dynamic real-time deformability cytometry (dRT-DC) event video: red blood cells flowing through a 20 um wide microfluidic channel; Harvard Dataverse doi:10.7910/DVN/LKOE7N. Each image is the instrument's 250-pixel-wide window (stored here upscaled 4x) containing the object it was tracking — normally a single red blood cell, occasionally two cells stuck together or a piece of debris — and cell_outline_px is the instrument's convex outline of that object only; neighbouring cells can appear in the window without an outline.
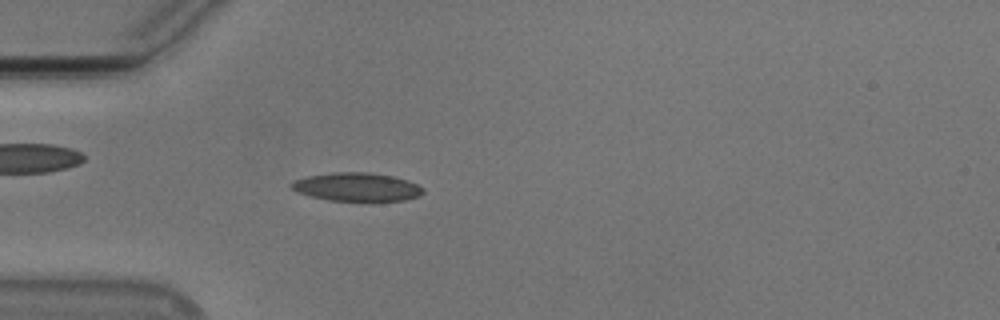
{"species": "Egyptian fruit bat (a non-hibernating species)", "species_latin": "Rousettus aegyptiacus", "temperature_condition": "cold", "stored_images_in_passage": 53, "camera_frame_rate_fps": 3000, "um_per_image_px": 0.085, "animal": {"sex": "male"}, "frame": {"image": 1, "passage_image": 15, "time_ms": 4.667, "image_size_px": [1000, 320], "cell_outline_px": [[424, 192], [420, 196], [404, 200], [368, 204], [328, 200], [296, 192], [288, 184], [292, 180], [308, 176], [336, 172], [364, 172], [392, 176], [408, 180], [424, 188]], "centroid_in_image_um": [30.35, 15.94], "position_along_channel_um": 54.6, "area_um2": 22.72}}
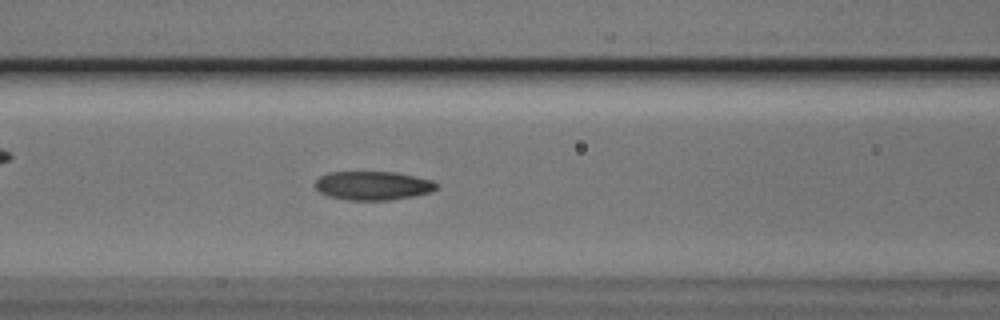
{"frame": {"image": 2, "passage_image": 22, "time_ms": 7.0, "image_size_px": [1000, 320], "cell_outline_px": [[440, 184], [432, 192], [412, 196], [388, 200], [348, 200], [328, 196], [320, 192], [316, 188], [316, 180], [320, 176], [328, 172], [396, 172], [432, 180]], "centroid_in_image_um": [31.71, 15.77], "position_along_channel_um": 134.9, "area_um2": 20.35}}
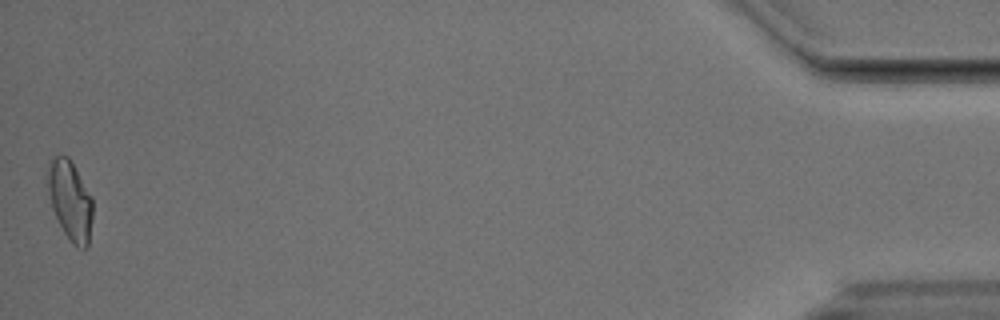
{"frame": {"image": 3, "passage_image": 53, "time_ms": 17.333, "image_size_px": [1000, 320], "cell_outline_px": [[92, 216], [88, 248], [76, 248], [72, 244], [64, 232], [52, 208], [48, 188], [48, 164], [56, 156], [68, 156], [92, 196]], "centroid_in_image_um": [5.98, 17.07], "position_along_channel_um": 429.2, "area_um2": 20.58}, "authors_computed_cell_mechanics": {"area_um2": 20.3456, "velocity_mm_per_s": 3.773, "shape_relaxation_time_tau1_ms": 8.6718, "shape_relaxation_time_tau2_ms": 2.3574, "deformation_change_tau1": 0.1781, "deformation_change_tau2": 0.0938}}